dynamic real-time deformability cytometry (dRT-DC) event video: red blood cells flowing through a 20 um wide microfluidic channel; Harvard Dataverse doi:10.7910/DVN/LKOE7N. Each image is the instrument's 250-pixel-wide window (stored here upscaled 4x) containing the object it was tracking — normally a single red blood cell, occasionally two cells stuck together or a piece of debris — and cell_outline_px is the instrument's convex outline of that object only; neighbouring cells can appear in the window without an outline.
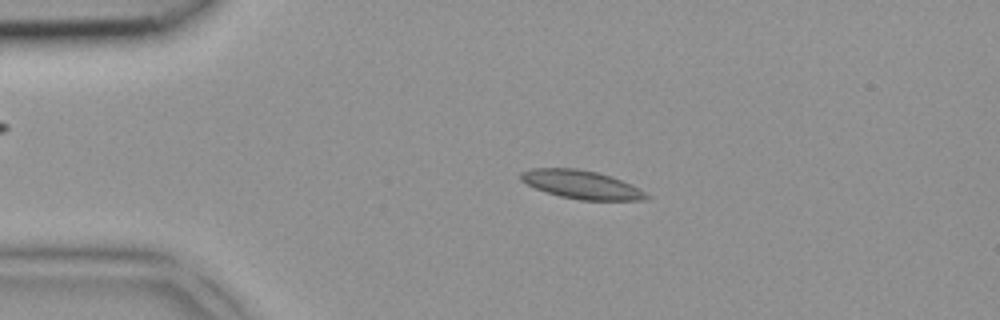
{"species": "common noctule bat (a hibernating species)", "species_latin": "Nyctalus noctula", "temperature_condition": "room temperature", "stored_images_in_passage": 3, "camera_frame_rate_fps": 3000, "um_per_image_px": 0.085, "animal": {"sex": "female", "body_mass_g": 18.4}, "frame": {"image": 1, "passage_image": 2, "time_ms": 0.333, "image_size_px": [1000, 320], "cell_outline_px": [[652, 196], [644, 200], [580, 200], [560, 196], [536, 188], [520, 180], [520, 172], [532, 168], [576, 168], [596, 172], [612, 176]], "centroid_in_image_um": [49.4, 15.68], "position_along_channel_um": 35.6, "area_um2": 20.52}}
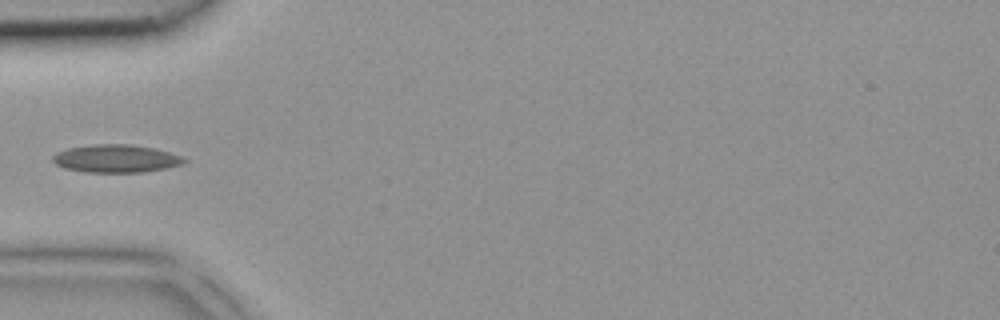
{"frame": {"image": 2, "passage_image": 3, "time_ms": 0.667, "image_size_px": [1000, 320], "cell_outline_px": [[188, 160], [184, 164], [164, 168], [140, 172], [84, 172], [64, 168], [56, 164], [52, 160], [52, 156], [56, 152], [68, 148], [92, 144], [128, 144], [156, 148], [184, 156]], "centroid_in_image_um": [9.87, 13.47], "position_along_channel_um": 75.1, "area_um2": 21.5}}